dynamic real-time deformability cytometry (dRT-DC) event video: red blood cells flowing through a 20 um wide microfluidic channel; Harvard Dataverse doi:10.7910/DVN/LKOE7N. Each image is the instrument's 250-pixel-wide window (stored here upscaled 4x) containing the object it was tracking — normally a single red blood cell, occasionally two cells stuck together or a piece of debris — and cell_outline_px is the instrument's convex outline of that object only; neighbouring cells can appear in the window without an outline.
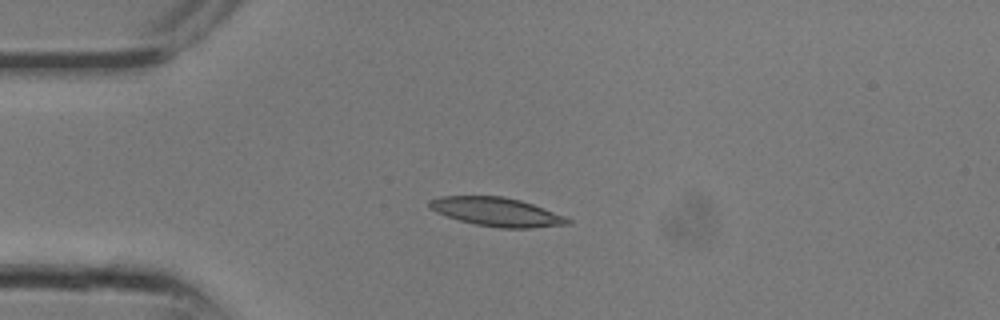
{"species": "common noctule bat (a hibernating species)", "species_latin": "Nyctalus noctula", "temperature_condition": "room temperature", "stored_images_in_passage": 10, "camera_frame_rate_fps": 3000, "um_per_image_px": 0.085, "animal": {"sex": "male", "body_mass_g": 13.3}, "frame": {"image": 1, "passage_image": 7, "time_ms": 2.0, "image_size_px": [1000, 320], "cell_outline_px": [[572, 224], [532, 228], [500, 228], [476, 224], [460, 220], [436, 212], [428, 208], [428, 200], [440, 196], [500, 196], [520, 200], [532, 204], [564, 216], [572, 220]], "centroid_in_image_um": [42.21, 18.01], "position_along_channel_um": 42.8, "area_um2": 23.06}}
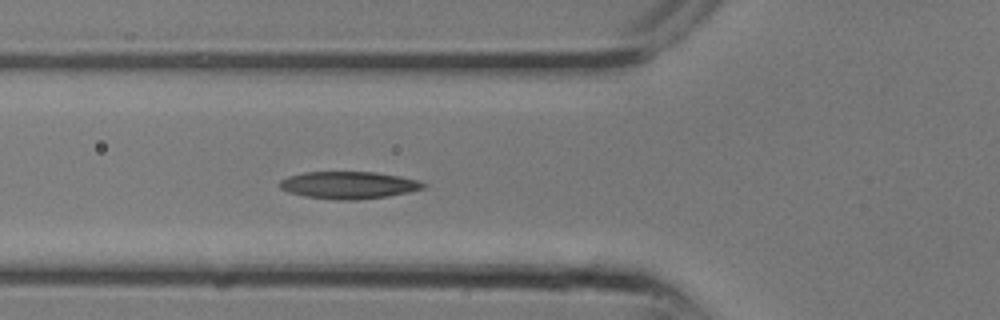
{"frame": {"image": 2, "passage_image": 10, "time_ms": 3.0, "image_size_px": [1000, 320], "cell_outline_px": [[428, 184], [424, 188], [408, 192], [388, 196], [356, 200], [336, 200], [304, 196], [288, 192], [280, 188], [276, 184], [280, 180], [288, 176], [304, 172], [376, 172], [400, 176], [416, 180]], "centroid_in_image_um": [29.6, 15.73], "position_along_channel_um": 96.2, "area_um2": 22.95}}